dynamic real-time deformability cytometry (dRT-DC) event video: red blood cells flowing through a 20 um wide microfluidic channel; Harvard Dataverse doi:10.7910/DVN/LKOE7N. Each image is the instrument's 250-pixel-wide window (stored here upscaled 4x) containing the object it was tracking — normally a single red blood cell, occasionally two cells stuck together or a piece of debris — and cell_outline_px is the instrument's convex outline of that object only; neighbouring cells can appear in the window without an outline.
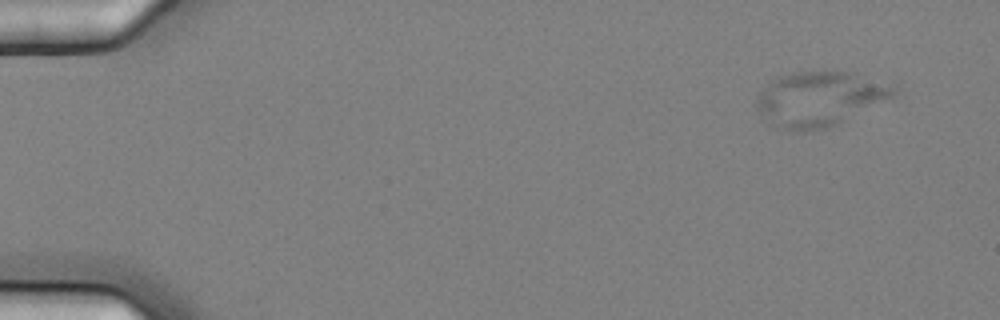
{"species": "common noctule bat (a hibernating species)", "species_latin": "Nyctalus noctula", "temperature_condition": "cold", "stored_images_in_passage": 6, "camera_frame_rate_fps": 3000, "um_per_image_px": 0.085, "animal": {"sex": "female", "body_mass_g": 25.1}, "frame": {"image": 1, "passage_image": 2, "time_ms": 0.333, "image_size_px": [1000, 320], "cell_outline_px": [[896, 92], [892, 96], [836, 124], [824, 128], [792, 132], [760, 116], [756, 108], [756, 100], [764, 88], [776, 76], [792, 72], [852, 72], [892, 88]], "centroid_in_image_um": [69.54, 8.4], "position_along_channel_um": 15.5, "area_um2": 42.08}}